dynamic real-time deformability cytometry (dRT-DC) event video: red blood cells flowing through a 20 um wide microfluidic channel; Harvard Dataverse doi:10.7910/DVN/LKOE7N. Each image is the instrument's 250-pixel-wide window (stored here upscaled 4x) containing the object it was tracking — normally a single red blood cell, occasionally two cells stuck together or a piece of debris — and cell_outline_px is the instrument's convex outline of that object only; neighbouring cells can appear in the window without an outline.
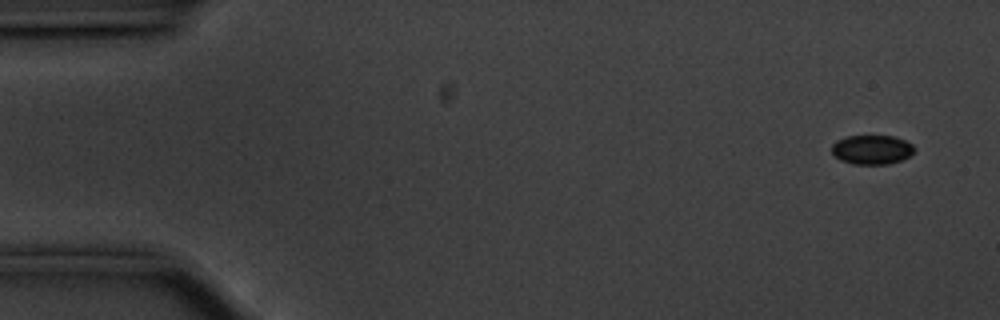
{"species": "common noctule bat (a hibernating species)", "species_latin": "Nyctalus noctula", "temperature_condition": "cold", "stored_images_in_passage": 55, "camera_frame_rate_fps": 3000, "um_per_image_px": 0.085, "animal": {"sex": "male", "body_mass_g": 20.1, "forearm_length_mm": 53.5}, "frame": {"image": 1, "passage_image": 2, "time_ms": 0.333, "image_size_px": [1000, 320], "cell_outline_px": [[916, 148], [908, 156], [900, 160], [888, 164], [852, 164], [840, 160], [832, 152], [832, 144], [836, 140], [848, 136], [892, 136], [904, 140], [912, 144]], "centroid_in_image_um": [74.09, 12.72], "position_along_channel_um": 10.9, "area_um2": 13.99}}
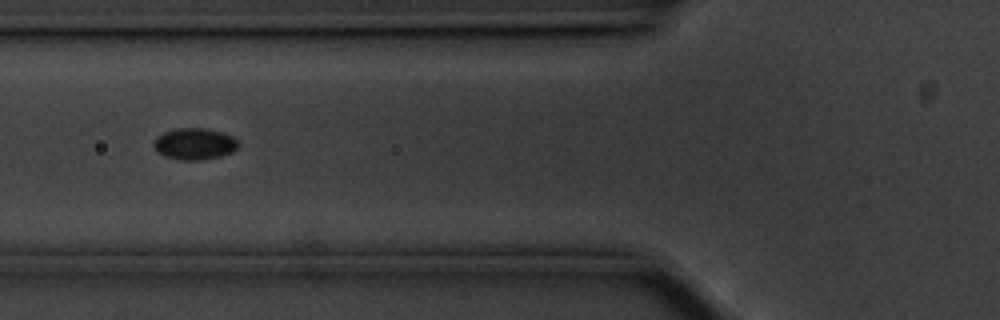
{"frame": {"image": 2, "passage_image": 20, "time_ms": 6.333, "image_size_px": [1000, 320], "cell_outline_px": [[240, 144], [232, 152], [220, 156], [200, 160], [180, 160], [164, 156], [156, 152], [152, 144], [152, 140], [156, 136], [164, 132], [176, 128], [208, 128], [232, 136]], "centroid_in_image_um": [16.48, 12.23], "position_along_channel_um": 109.3, "area_um2": 15.72}}
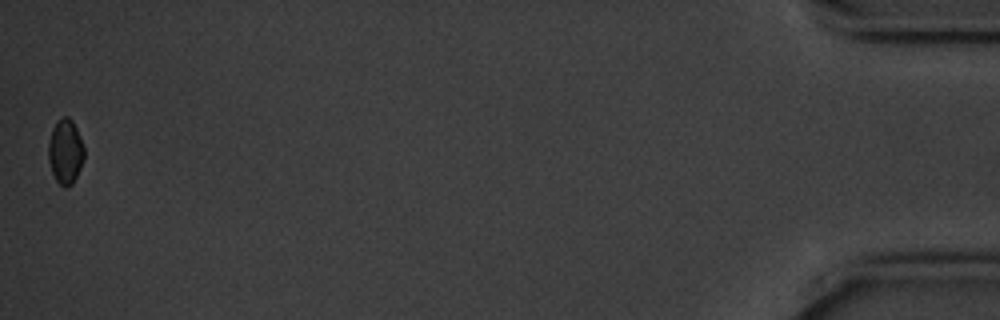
{"frame": {"image": 3, "passage_image": 55, "time_ms": 18.0, "image_size_px": [1000, 320], "cell_outline_px": [[84, 160], [72, 184], [68, 188], [64, 188], [56, 180], [52, 172], [48, 160], [48, 144], [52, 128], [56, 120], [60, 116], [68, 116], [72, 120], [80, 136], [84, 148]], "centroid_in_image_um": [5.55, 12.86], "position_along_channel_um": 429.7, "area_um2": 13.7}}